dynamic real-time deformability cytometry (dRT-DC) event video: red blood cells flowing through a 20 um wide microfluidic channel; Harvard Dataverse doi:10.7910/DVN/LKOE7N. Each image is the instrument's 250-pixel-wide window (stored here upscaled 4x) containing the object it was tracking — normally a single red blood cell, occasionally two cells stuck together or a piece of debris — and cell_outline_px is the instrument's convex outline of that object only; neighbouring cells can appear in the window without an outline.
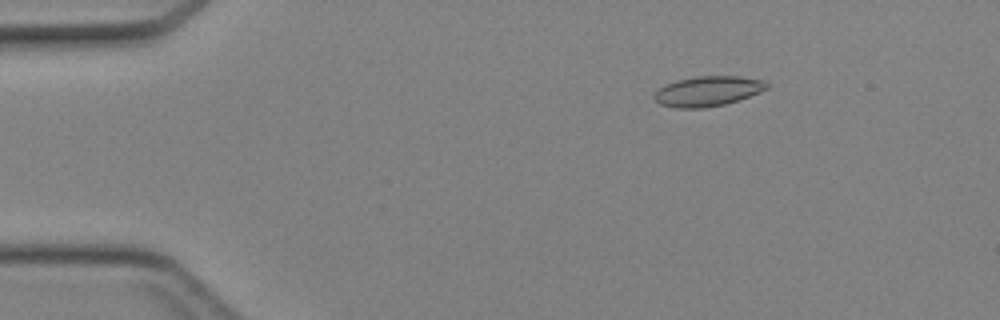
{"species": "Egyptian fruit bat (a non-hibernating species)", "species_latin": "Rousettus aegyptiacus", "temperature_condition": "cold", "stored_images_in_passage": 45, "camera_frame_rate_fps": 3000, "um_per_image_px": 0.085, "animal": {"sex": "female"}, "frame": {"image": 1, "passage_image": 7, "time_ms": 2.0, "image_size_px": [1000, 320], "cell_outline_px": [[768, 88], [760, 92], [724, 104], [704, 108], [676, 108], [660, 104], [652, 96], [664, 84], [676, 80], [696, 76], [740, 76], [764, 80], [768, 84]], "centroid_in_image_um": [60.14, 7.74], "position_along_channel_um": 24.9, "area_um2": 19.65}}
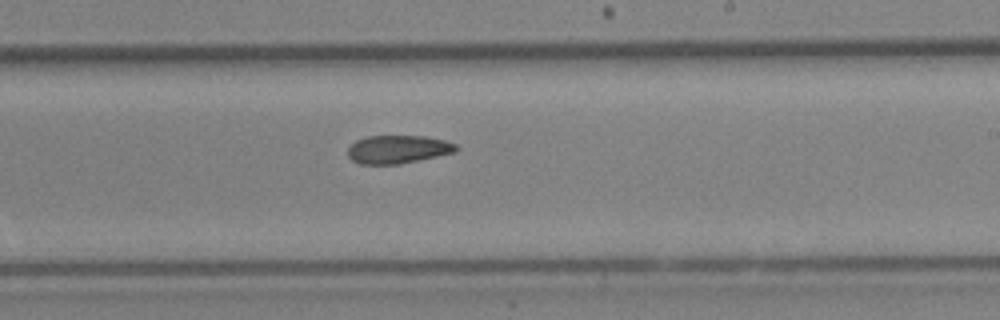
{"frame": {"image": 2, "passage_image": 27, "time_ms": 8.667, "image_size_px": [1000, 320], "cell_outline_px": [[460, 148], [456, 152], [400, 164], [360, 164], [352, 160], [348, 156], [348, 148], [356, 140], [368, 136], [424, 136], [444, 140], [456, 144]], "centroid_in_image_um": [33.84, 12.69], "position_along_channel_um": 255.2, "area_um2": 17.8}}
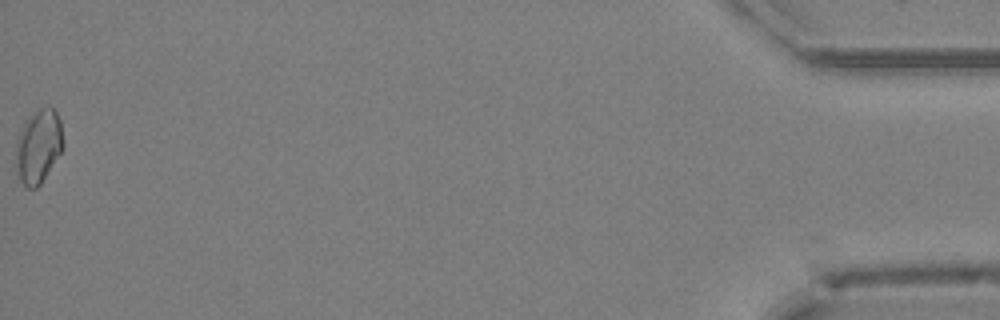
{"frame": {"image": 3, "passage_image": 45, "time_ms": 14.667, "image_size_px": [1000, 320], "cell_outline_px": [[64, 148], [40, 184], [36, 188], [28, 188], [20, 180], [16, 164], [16, 140], [24, 120], [40, 108], [48, 104], [56, 112], [60, 120], [64, 140]], "centroid_in_image_um": [3.28, 12.4], "position_along_channel_um": 431.9, "area_um2": 20.46}}